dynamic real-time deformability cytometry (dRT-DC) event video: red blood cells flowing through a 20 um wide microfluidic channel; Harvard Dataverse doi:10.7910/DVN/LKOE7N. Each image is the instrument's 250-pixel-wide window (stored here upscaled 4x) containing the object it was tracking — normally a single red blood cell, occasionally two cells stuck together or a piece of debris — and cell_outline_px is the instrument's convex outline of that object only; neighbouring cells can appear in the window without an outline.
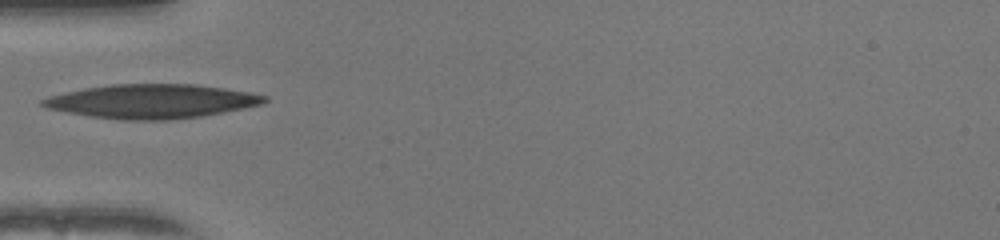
{"species": "human", "species_latin": "Homo sapiens", "temperature_condition": "warm", "stored_images_in_passage": 33, "camera_frame_rate_fps": 3000, "um_per_image_px": 0.085, "donor": {"sex": "female"}, "frame": {"image": 1, "passage_image": 1, "time_ms": 0.0, "image_size_px": [1000, 240], "cell_outline_px": [[268, 100], [264, 104], [200, 116], [168, 120], [120, 120], [92, 116], [68, 112], [48, 108], [40, 104], [40, 100], [48, 96], [64, 92], [84, 88], [112, 84], [196, 84], [224, 88], [248, 92], [268, 96]], "centroid_in_image_um": [12.89, 8.6], "position_along_channel_um": 72.1, "area_um2": 43.87}}
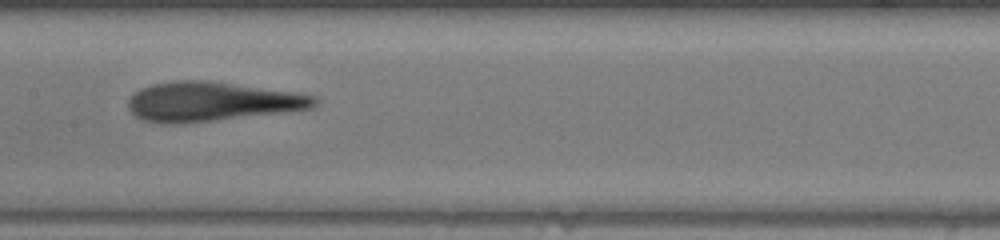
{"frame": {"image": 2, "passage_image": 10, "time_ms": 3.0, "image_size_px": [1000, 240], "cell_outline_px": [[320, 104], [312, 108], [288, 112], [180, 124], [160, 124], [144, 120], [136, 116], [128, 108], [128, 100], [140, 88], [152, 84], [176, 80], [208, 80], [300, 92], [316, 96], [320, 100]], "centroid_in_image_um": [18.07, 8.63], "position_along_channel_um": 189.3, "area_um2": 43.41}}
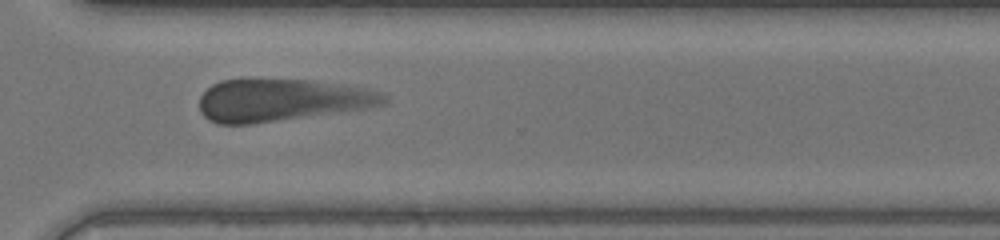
{"frame": {"image": 3, "passage_image": 22, "time_ms": 7.0, "image_size_px": [1000, 240], "cell_outline_px": [[388, 104], [364, 108], [252, 124], [216, 124], [208, 120], [200, 112], [200, 96], [212, 84], [220, 80], [244, 76], [252, 76], [312, 80], [344, 84], [384, 92], [388, 96]], "centroid_in_image_um": [23.89, 8.45], "position_along_channel_um": 346.7, "area_um2": 46.88}}